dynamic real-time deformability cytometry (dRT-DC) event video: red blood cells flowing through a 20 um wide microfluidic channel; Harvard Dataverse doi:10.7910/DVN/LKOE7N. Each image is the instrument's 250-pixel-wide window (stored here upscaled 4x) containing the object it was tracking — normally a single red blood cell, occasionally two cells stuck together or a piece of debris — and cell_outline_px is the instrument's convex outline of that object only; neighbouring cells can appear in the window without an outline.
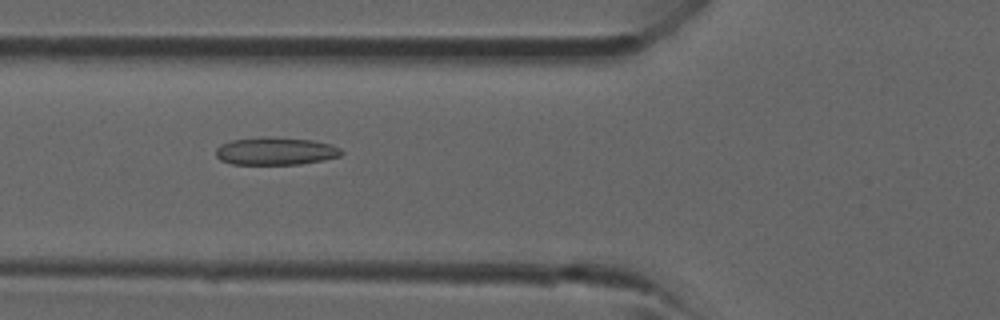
{"species": "common noctule bat (a hibernating species)", "species_latin": "Nyctalus noctula", "temperature_condition": "room temperature", "stored_images_in_passage": 14, "camera_frame_rate_fps": 3000, "um_per_image_px": 0.085, "animal": {"sex": "male", "forearm_length_mm": 52.5}, "frame": {"image": 1, "passage_image": 11, "time_ms": 3.333, "image_size_px": [1000, 320], "cell_outline_px": [[344, 152], [340, 156], [324, 160], [300, 164], [232, 164], [220, 160], [216, 156], [216, 148], [220, 144], [232, 140], [312, 140], [332, 144], [340, 148]], "centroid_in_image_um": [23.46, 12.9], "position_along_channel_um": 102.3, "area_um2": 19.25}}
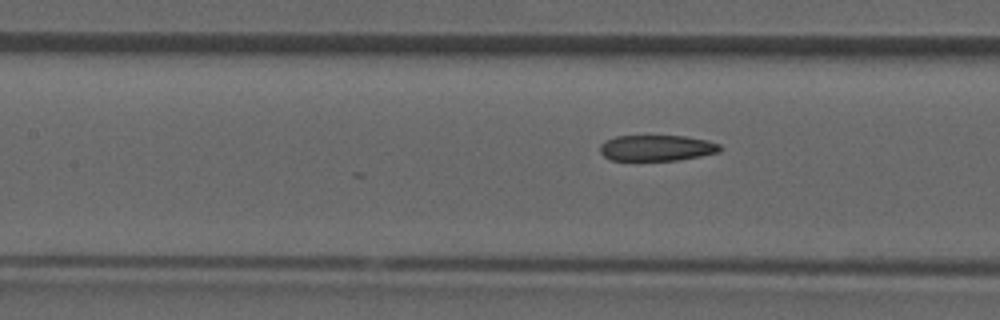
{"frame": {"image": 2, "passage_image": 14, "time_ms": 4.333, "image_size_px": [1000, 320], "cell_outline_px": [[720, 152], [700, 156], [676, 160], [612, 160], [604, 156], [600, 152], [600, 144], [604, 140], [616, 136], [684, 136], [708, 140], [720, 144]], "centroid_in_image_um": [55.81, 12.57], "position_along_channel_um": 151.6, "area_um2": 18.09}}